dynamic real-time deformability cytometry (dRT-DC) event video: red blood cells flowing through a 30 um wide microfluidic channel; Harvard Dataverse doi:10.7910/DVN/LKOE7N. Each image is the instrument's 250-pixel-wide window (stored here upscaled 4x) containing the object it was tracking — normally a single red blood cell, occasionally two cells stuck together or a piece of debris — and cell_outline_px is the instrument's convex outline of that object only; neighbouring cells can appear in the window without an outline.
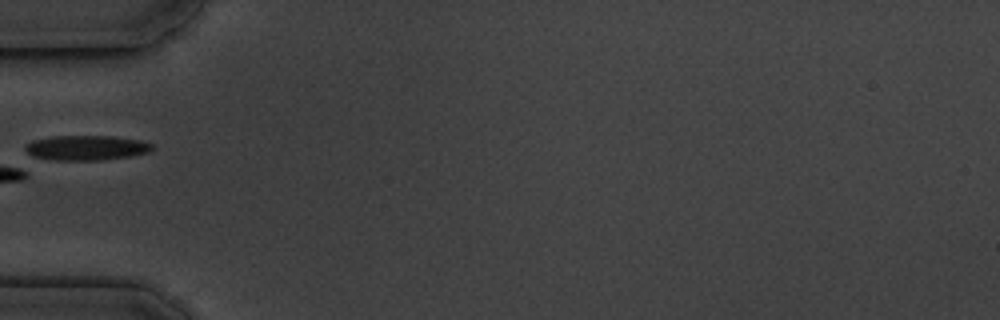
{"species": "common noctule bat (a hibernating species)", "species_latin": "Nyctalus noctula", "temperature_condition": "cold", "stored_images_in_passage": 7, "camera_frame_rate_fps": 3000, "um_per_image_px": 0.085, "animal": {"sex": "male", "body_mass_g": 19.5, "forearm_length_mm": 54.6}, "frame": {"image": 1, "passage_image": 6, "time_ms": 5.667, "image_size_px": [1000, 320], "cell_outline_px": [[152, 148], [148, 152], [132, 156], [100, 160], [52, 160], [32, 156], [24, 148], [24, 144], [32, 140], [52, 136], [112, 136], [140, 140], [152, 144]], "centroid_in_image_um": [7.29, 12.56], "position_along_channel_um": 77.7, "area_um2": 18.44}}